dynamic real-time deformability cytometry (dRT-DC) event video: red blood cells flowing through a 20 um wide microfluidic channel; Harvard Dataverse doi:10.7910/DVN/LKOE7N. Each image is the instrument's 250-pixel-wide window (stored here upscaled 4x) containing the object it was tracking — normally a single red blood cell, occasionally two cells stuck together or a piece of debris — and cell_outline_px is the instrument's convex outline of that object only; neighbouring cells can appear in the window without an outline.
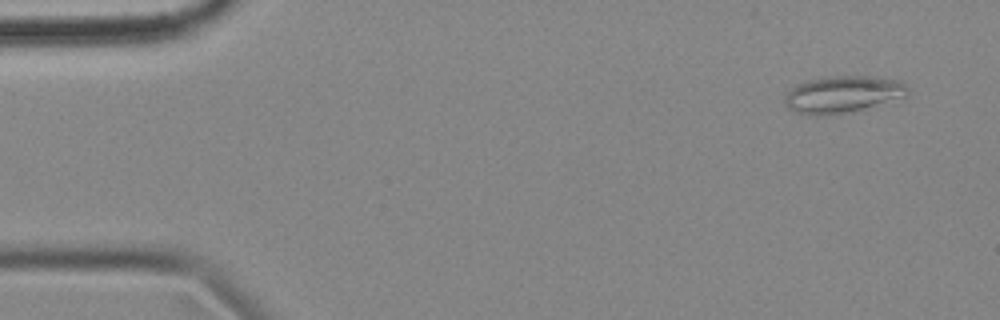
{"species": "common noctule bat (a hibernating species)", "species_latin": "Nyctalus noctula", "temperature_condition": "cold", "stored_images_in_passage": 56, "camera_frame_rate_fps": 3000, "um_per_image_px": 0.085, "animal": {"sex": "female", "body_mass_g": 18.4}, "frame": {"image": 1, "passage_image": 4, "time_ms": 1.0, "image_size_px": [1000, 320], "cell_outline_px": [[904, 96], [860, 108], [844, 112], [800, 112], [788, 108], [784, 100], [784, 96], [796, 84], [812, 80], [836, 76], [868, 76], [900, 80], [904, 84]], "centroid_in_image_um": [71.59, 7.95], "position_along_channel_um": 13.4, "area_um2": 24.51}}
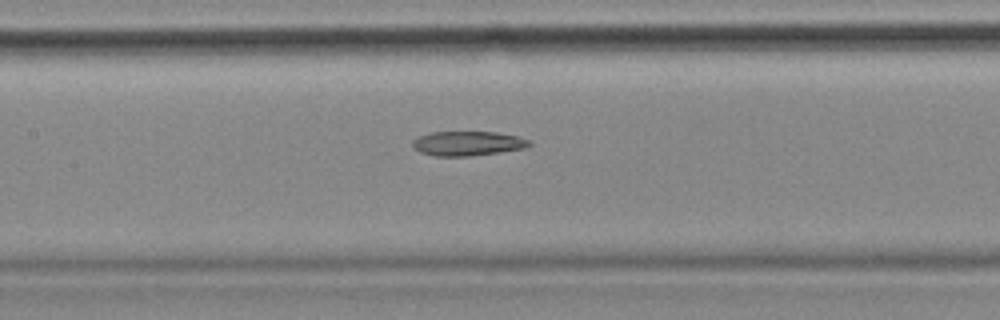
{"frame": {"image": 2, "passage_image": 26, "time_ms": 8.333, "image_size_px": [1000, 320], "cell_outline_px": [[532, 144], [524, 148], [500, 152], [472, 156], [436, 156], [420, 152], [412, 148], [412, 140], [420, 136], [432, 132], [496, 132], [516, 136], [532, 140]], "centroid_in_image_um": [39.75, 12.19], "position_along_channel_um": 167.6, "area_um2": 16.7}}
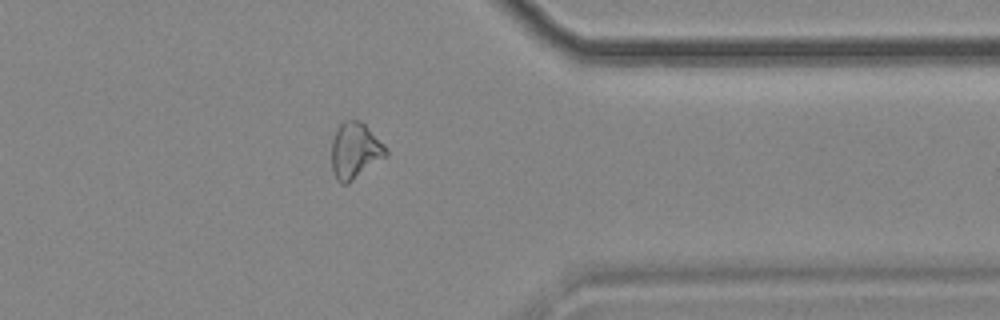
{"frame": {"image": 3, "passage_image": 45, "time_ms": 14.667, "image_size_px": [1000, 320], "cell_outline_px": [[388, 156], [348, 184], [340, 184], [336, 180], [332, 172], [332, 140], [340, 124], [344, 120], [360, 120], [388, 148]], "centroid_in_image_um": [30.19, 12.84], "position_along_channel_um": 381.2, "area_um2": 17.98}}